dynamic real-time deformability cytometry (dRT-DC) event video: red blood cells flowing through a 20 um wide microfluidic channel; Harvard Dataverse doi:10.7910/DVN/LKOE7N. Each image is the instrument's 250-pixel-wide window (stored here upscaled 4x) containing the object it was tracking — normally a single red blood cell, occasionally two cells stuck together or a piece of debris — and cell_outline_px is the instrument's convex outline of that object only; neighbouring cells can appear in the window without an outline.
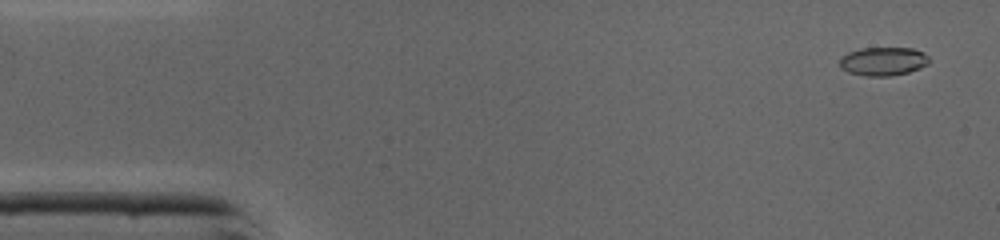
{"species": "common noctule bat (a hibernating species)", "species_latin": "Nyctalus noctula", "temperature_condition": "cold", "stored_images_in_passage": 9, "camera_frame_rate_fps": 3000, "um_per_image_px": 0.085, "animal": {"sex": "male", "body_mass_g": 19.0, "forearm_length_mm": 50.8}, "frame": {"image": 1, "passage_image": 2, "time_ms": 0.333, "image_size_px": [1000, 240], "cell_outline_px": [[928, 64], [920, 68], [908, 72], [888, 76], [868, 76], [848, 72], [840, 68], [840, 56], [848, 52], [860, 48], [912, 48], [924, 52], [928, 56]], "centroid_in_image_um": [75.05, 5.2], "position_along_channel_um": 9.9, "area_um2": 14.91}}